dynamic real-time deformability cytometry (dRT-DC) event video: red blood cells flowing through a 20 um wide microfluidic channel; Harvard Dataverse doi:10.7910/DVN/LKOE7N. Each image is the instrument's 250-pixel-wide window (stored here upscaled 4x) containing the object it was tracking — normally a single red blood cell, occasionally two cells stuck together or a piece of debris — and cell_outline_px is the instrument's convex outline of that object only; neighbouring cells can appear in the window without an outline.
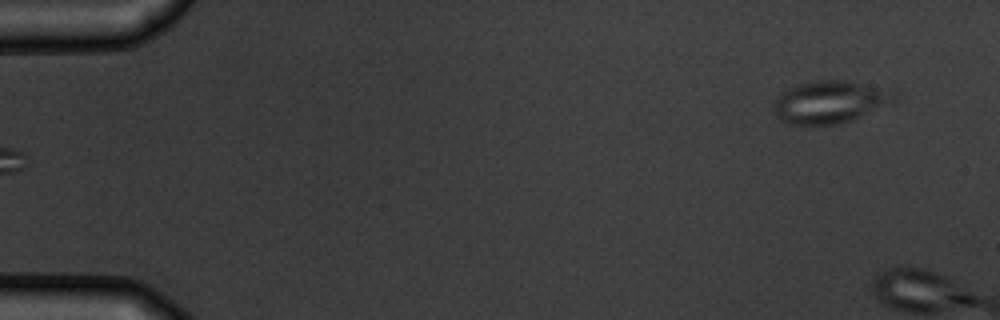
{"species": "common noctule bat (a hibernating species)", "species_latin": "Nyctalus noctula", "temperature_condition": "warm", "stored_images_in_passage": 6, "segment_of_instrument_passage": [2, 2], "camera_frame_rate_fps": 3000, "um_per_image_px": 0.085, "animal": {"sex": "male", "body_mass_g": 19.5, "forearm_length_mm": 54.6}, "frame": {"image": 1, "passage_image": 6, "time_ms": 6.0, "image_size_px": [1000, 320], "cell_outline_px": [[900, 100], [892, 104], [852, 120], [840, 124], [816, 128], [808, 128], [788, 124], [780, 120], [772, 104], [776, 96], [780, 92], [788, 88], [812, 80], [844, 80], [896, 88], [900, 92]], "centroid_in_image_um": [70.65, 8.69], "position_along_channel_um": 14.4, "area_um2": 31.79}}